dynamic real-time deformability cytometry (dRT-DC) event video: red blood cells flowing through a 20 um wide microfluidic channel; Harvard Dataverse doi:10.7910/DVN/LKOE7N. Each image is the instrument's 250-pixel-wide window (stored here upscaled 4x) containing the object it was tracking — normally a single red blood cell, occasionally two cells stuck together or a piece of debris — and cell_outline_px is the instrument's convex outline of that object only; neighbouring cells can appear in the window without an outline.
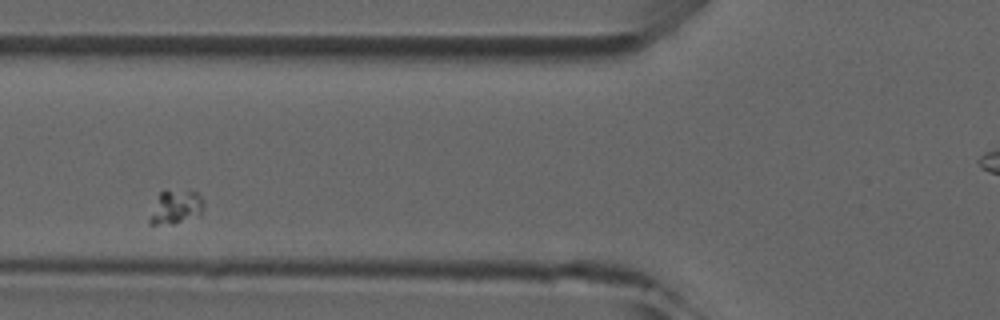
{"species": "common noctule bat (a hibernating species)", "species_latin": "Nyctalus noctula", "temperature_condition": "room temperature", "stored_images_in_passage": 5, "camera_frame_rate_fps": 3000, "um_per_image_px": 0.085, "animal": {"sex": "male", "forearm_length_mm": 52.5}, "frame": {"image": 1, "passage_image": 3, "time_ms": 3.0, "image_size_px": [1000, 320], "cell_outline_px": [[204, 208], [200, 212], [172, 224], [148, 224], [148, 220], [160, 192], [164, 188], [196, 192], [204, 200]], "centroid_in_image_um": [14.91, 17.55], "position_along_channel_um": 110.9, "area_um2": 10.4}}
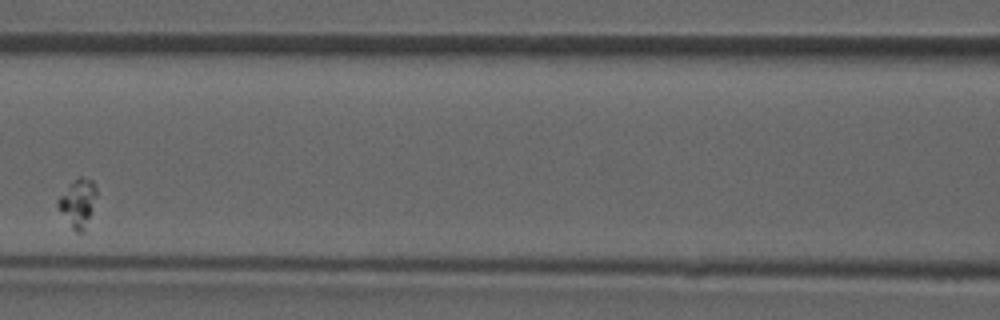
{"frame": {"image": 2, "passage_image": 4, "time_ms": 4.333, "image_size_px": [1000, 320], "cell_outline_px": [[96, 196], [84, 232], [76, 232], [72, 228], [56, 204], [56, 200], [68, 184], [72, 180], [80, 176], [92, 180], [96, 188]], "centroid_in_image_um": [6.59, 17.21], "position_along_channel_um": 160.0, "area_um2": 10.64}}
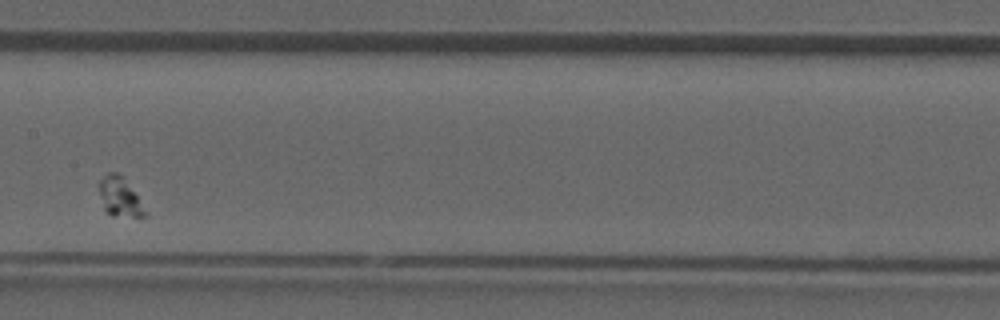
{"frame": {"image": 3, "passage_image": 5, "time_ms": 5.333, "image_size_px": [1000, 320], "cell_outline_px": [[148, 216], [112, 216], [104, 208], [100, 192], [100, 180], [108, 172], [120, 172], [148, 212]], "centroid_in_image_um": [10.21, 16.73], "position_along_channel_um": 197.2, "area_um2": 10.29}}